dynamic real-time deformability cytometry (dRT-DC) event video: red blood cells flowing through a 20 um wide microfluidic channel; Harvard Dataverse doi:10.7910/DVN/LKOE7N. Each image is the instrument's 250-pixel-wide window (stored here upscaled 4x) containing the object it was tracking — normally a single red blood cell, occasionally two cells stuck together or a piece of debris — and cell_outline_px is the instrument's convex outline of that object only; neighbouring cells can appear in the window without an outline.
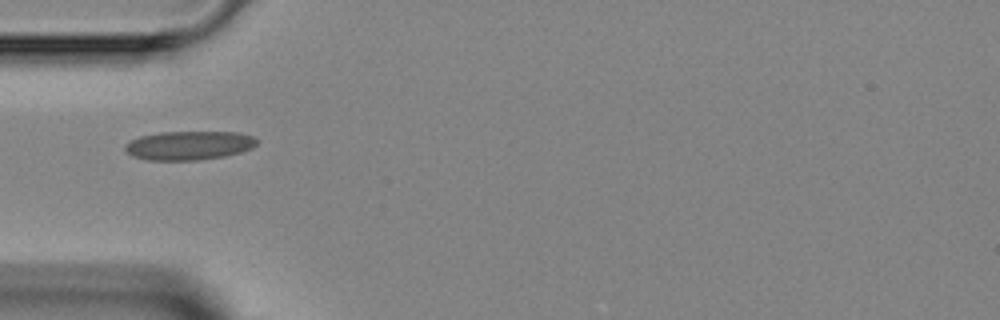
{"species": "Egyptian fruit bat (a non-hibernating species)", "species_latin": "Rousettus aegyptiacus", "temperature_condition": "room temperature", "stored_images_in_passage": 1, "camera_frame_rate_fps": 3000, "um_per_image_px": 0.085, "animal": {"sex": "female"}, "frame": {"image": 1, "passage_image": 1, "time_ms": 0.0, "image_size_px": [1000, 320], "cell_outline_px": [[260, 140], [252, 148], [240, 152], [224, 156], [196, 160], [148, 160], [132, 156], [124, 152], [124, 144], [140, 136], [160, 132], [240, 132], [256, 136]], "centroid_in_image_um": [16.08, 12.35], "position_along_channel_um": 68.9, "area_um2": 22.43}}